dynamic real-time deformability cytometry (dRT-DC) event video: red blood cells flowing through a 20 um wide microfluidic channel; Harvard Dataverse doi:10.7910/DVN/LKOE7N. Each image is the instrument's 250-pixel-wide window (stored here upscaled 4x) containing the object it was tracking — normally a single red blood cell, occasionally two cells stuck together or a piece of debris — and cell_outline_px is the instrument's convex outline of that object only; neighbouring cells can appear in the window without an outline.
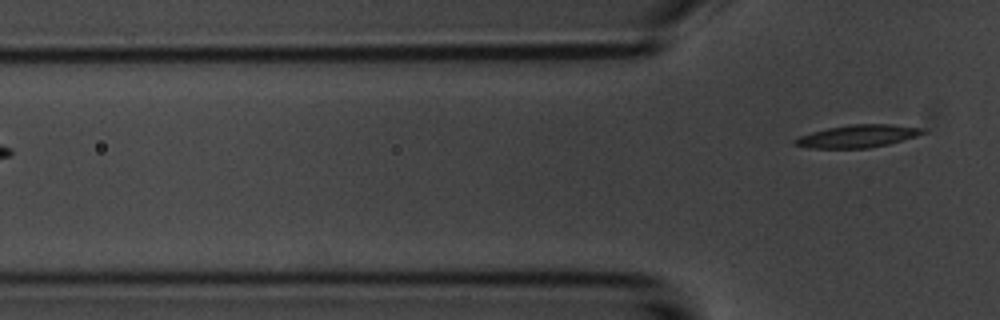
{"species": "common noctule bat (a hibernating species)", "species_latin": "Nyctalus noctula", "temperature_condition": "room temperature", "stored_images_in_passage": 6, "segment_of_instrument_passage": [2, 2], "camera_frame_rate_fps": 3000, "um_per_image_px": 0.085, "animal": {"sex": "male", "body_mass_g": 20.1, "forearm_length_mm": 53.5}, "frame": {"image": 1, "passage_image": 6, "time_ms": 6.667, "image_size_px": [1000, 320], "cell_outline_px": [[928, 132], [916, 136], [888, 144], [868, 148], [808, 148], [792, 144], [792, 140], [796, 136], [828, 128], [852, 124], [892, 124], [924, 128]], "centroid_in_image_um": [72.87, 11.57], "position_along_channel_um": 52.9, "area_um2": 16.99}}